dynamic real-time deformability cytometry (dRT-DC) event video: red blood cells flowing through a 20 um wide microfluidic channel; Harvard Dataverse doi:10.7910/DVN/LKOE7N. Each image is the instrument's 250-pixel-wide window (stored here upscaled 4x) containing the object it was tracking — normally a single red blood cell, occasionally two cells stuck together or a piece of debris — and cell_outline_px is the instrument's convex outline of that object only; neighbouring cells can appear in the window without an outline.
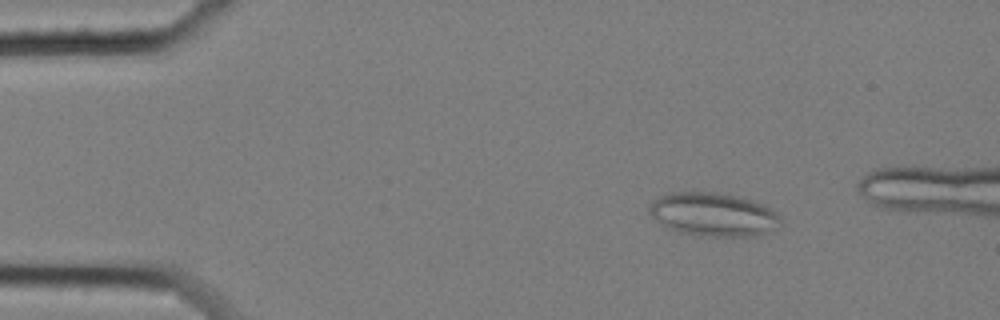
{"species": "common noctule bat (a hibernating species)", "species_latin": "Nyctalus noctula", "temperature_condition": "cold", "stored_images_in_passage": 53, "segment_of_instrument_passage": [1, 2], "camera_frame_rate_fps": 3000, "um_per_image_px": 0.085, "animal": {"sex": "female", "body_mass_g": 25.1}, "frame": {"image": 1, "passage_image": 9, "time_ms": 2.667, "image_size_px": [1000, 320], "cell_outline_px": [[784, 224], [776, 228], [756, 236], [700, 236], [680, 232], [660, 224], [648, 212], [648, 208], [652, 200], [668, 192], [692, 188], [728, 192], [744, 196], [764, 204], [776, 212], [784, 220]], "centroid_in_image_um": [60.64, 18.15], "position_along_channel_um": 24.4, "area_um2": 34.97}}